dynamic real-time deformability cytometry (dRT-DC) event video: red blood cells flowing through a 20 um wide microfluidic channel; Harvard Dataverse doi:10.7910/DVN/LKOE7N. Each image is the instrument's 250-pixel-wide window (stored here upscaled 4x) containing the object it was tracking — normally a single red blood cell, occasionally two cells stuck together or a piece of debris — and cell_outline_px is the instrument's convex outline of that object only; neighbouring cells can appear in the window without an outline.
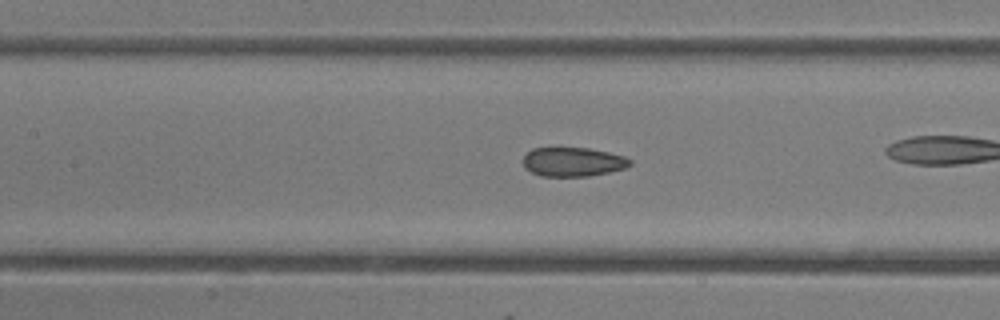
{"species": "common noctule bat (a hibernating species)", "species_latin": "Nyctalus noctula", "temperature_condition": "room temperature", "stored_images_in_passage": 39, "camera_frame_rate_fps": 3000, "um_per_image_px": 0.085, "animal": {"sex": "female"}, "frame": {"image": 1, "passage_image": 23, "time_ms": 7.333, "image_size_px": [1000, 320], "cell_outline_px": [[632, 164], [624, 168], [608, 172], [588, 176], [540, 176], [524, 168], [524, 156], [532, 148], [588, 148], [608, 152], [624, 156], [632, 160]], "centroid_in_image_um": [48.7, 13.76], "position_along_channel_um": 158.7, "area_um2": 18.03}}